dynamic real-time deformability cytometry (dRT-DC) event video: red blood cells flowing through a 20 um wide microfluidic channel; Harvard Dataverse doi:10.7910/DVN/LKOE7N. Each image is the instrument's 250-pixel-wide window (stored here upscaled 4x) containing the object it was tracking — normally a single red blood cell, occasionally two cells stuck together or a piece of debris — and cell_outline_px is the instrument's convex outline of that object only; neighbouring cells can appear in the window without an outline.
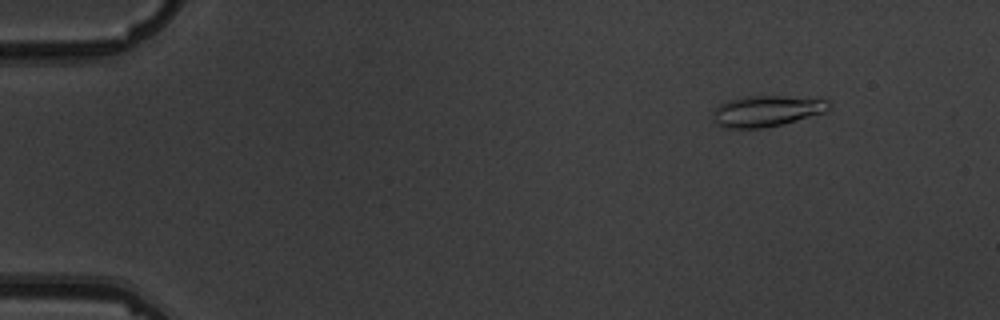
{"species": "common noctule bat (a hibernating species)", "species_latin": "Nyctalus noctula", "temperature_condition": "warm", "stored_images_in_passage": 10, "camera_frame_rate_fps": 3000, "um_per_image_px": 0.085, "animal": {"sex": "male", "body_mass_g": 19.5, "forearm_length_mm": 54.6}, "frame": {"image": 1, "passage_image": 2, "time_ms": 1.333, "image_size_px": [1000, 320], "cell_outline_px": [[832, 104], [824, 112], [784, 124], [764, 128], [724, 128], [716, 124], [712, 120], [712, 116], [716, 108], [720, 104], [728, 100], [748, 96], [780, 96], [832, 100]], "centroid_in_image_um": [65.15, 9.45], "position_along_channel_um": 19.9, "area_um2": 20.98}}
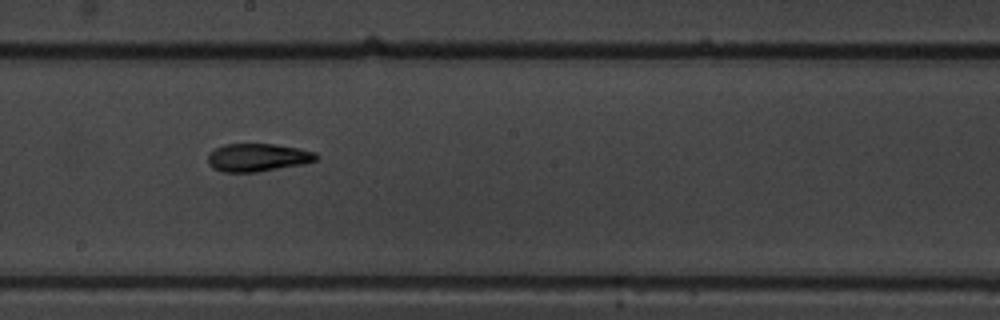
{"frame": {"image": 2, "passage_image": 9, "time_ms": 10.0, "image_size_px": [1000, 320], "cell_outline_px": [[320, 156], [316, 160], [304, 164], [256, 172], [224, 172], [212, 168], [208, 164], [208, 152], [224, 144], [272, 144], [300, 148], [316, 152]], "centroid_in_image_um": [21.91, 13.38], "position_along_channel_um": 226.3, "area_um2": 17.8}}
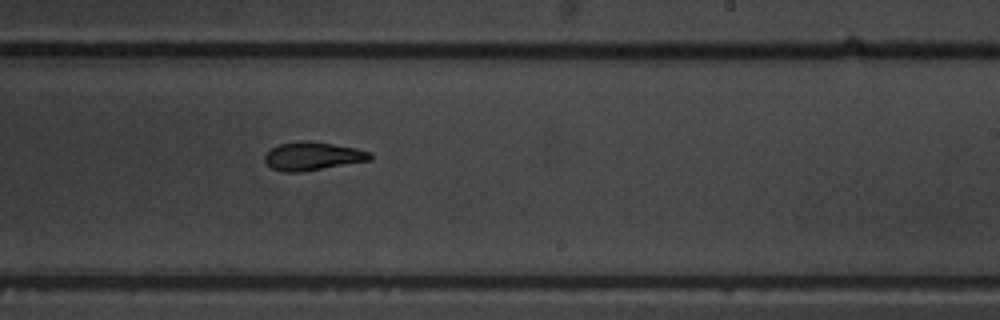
{"frame": {"image": 3, "passage_image": 10, "time_ms": 11.0, "image_size_px": [1000, 320], "cell_outline_px": [[372, 160], [300, 172], [280, 172], [272, 168], [264, 160], [264, 156], [272, 148], [280, 144], [296, 140], [312, 140], [356, 148], [372, 152]], "centroid_in_image_um": [26.59, 13.26], "position_along_channel_um": 262.4, "area_um2": 17.57}}